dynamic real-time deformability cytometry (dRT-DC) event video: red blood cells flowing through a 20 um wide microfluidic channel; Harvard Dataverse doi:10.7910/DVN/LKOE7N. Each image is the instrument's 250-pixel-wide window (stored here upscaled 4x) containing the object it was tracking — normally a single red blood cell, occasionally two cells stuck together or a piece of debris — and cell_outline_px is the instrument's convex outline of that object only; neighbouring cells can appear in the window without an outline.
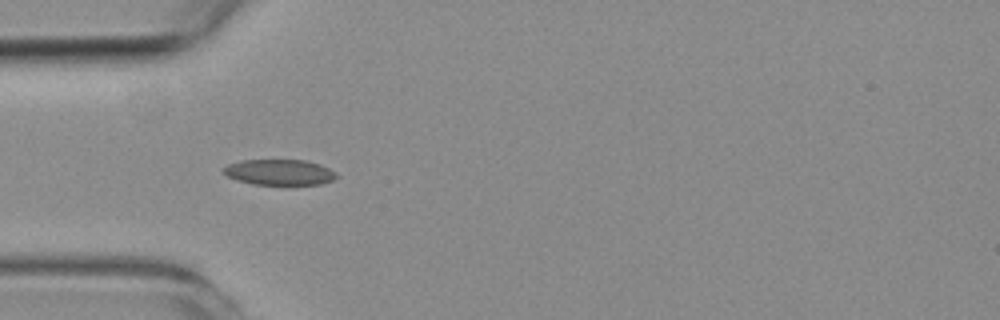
{"species": "common noctule bat (a hibernating species)", "species_latin": "Nyctalus noctula", "temperature_condition": "room temperature", "stored_images_in_passage": 14, "camera_frame_rate_fps": 3000, "um_per_image_px": 0.085, "animal": {"sex": "female", "body_mass_g": 19.3, "forearm_length_mm": 54.1}, "frame": {"image": 1, "passage_image": 5, "time_ms": 1.333, "image_size_px": [1000, 320], "cell_outline_px": [[340, 176], [332, 180], [320, 184], [252, 184], [228, 176], [220, 168], [228, 164], [240, 160], [304, 160], [320, 164], [336, 172]], "centroid_in_image_um": [23.76, 14.63], "position_along_channel_um": 61.2, "area_um2": 16.82}}
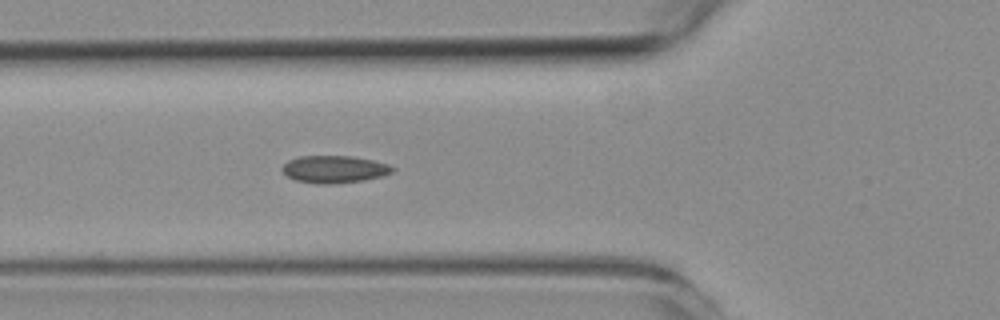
{"frame": {"image": 2, "passage_image": 8, "time_ms": 2.333, "image_size_px": [1000, 320], "cell_outline_px": [[396, 168], [392, 172], [384, 176], [364, 180], [332, 184], [316, 184], [296, 180], [288, 176], [280, 168], [288, 160], [300, 156], [352, 156], [372, 160], [388, 164]], "centroid_in_image_um": [28.43, 14.39], "position_along_channel_um": 97.4, "area_um2": 17.63}}